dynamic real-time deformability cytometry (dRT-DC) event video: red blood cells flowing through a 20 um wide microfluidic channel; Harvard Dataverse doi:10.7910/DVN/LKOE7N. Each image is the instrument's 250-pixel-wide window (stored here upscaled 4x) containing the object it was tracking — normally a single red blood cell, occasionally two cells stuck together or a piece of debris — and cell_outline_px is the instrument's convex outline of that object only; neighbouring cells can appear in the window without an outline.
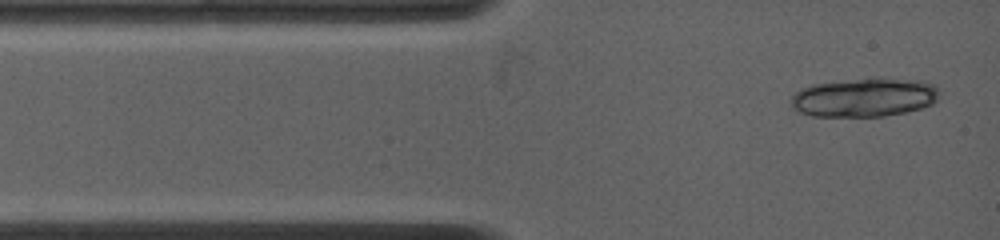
{"species": "common noctule bat (a hibernating species)", "species_latin": "Nyctalus noctula", "temperature_condition": "warm", "stored_images_in_passage": 3, "camera_frame_rate_fps": 4500, "um_per_image_px": 0.085, "animal": {"sex": "female", "body_mass_g": 19.0, "forearm_length_mm": 53.3}, "frame": {"image": 1, "passage_image": 1, "time_ms": 0.0, "image_size_px": [1000, 240], "cell_outline_px": [[940, 92], [936, 100], [932, 104], [920, 108], [904, 112], [884, 116], [812, 116], [800, 112], [788, 100], [800, 88], [812, 84], [856, 80], [924, 80], [936, 84]], "centroid_in_image_um": [73.48, 8.3], "position_along_channel_um": 11.5, "area_um2": 32.89}}